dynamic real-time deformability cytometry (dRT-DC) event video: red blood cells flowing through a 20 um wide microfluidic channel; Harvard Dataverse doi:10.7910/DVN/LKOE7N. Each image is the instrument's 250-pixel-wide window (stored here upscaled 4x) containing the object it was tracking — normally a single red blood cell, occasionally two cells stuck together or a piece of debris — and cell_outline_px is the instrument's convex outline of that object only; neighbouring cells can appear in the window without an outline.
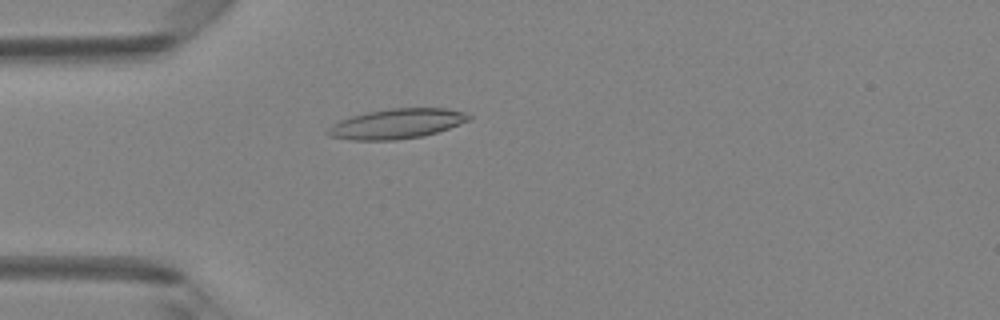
{"species": "Egyptian fruit bat (a non-hibernating species)", "species_latin": "Rousettus aegyptiacus", "temperature_condition": "room temperature", "stored_images_in_passage": 49, "camera_frame_rate_fps": 3000, "um_per_image_px": 0.085, "animal": {"sex": "female"}, "frame": {"image": 1, "passage_image": 14, "time_ms": 4.333, "image_size_px": [1000, 320], "cell_outline_px": [[472, 120], [424, 136], [396, 140], [352, 140], [328, 136], [328, 128], [332, 124], [340, 120], [352, 116], [368, 112], [388, 108], [444, 108], [464, 112], [472, 116]], "centroid_in_image_um": [33.74, 10.52], "position_along_channel_um": 51.3, "area_um2": 24.57}}
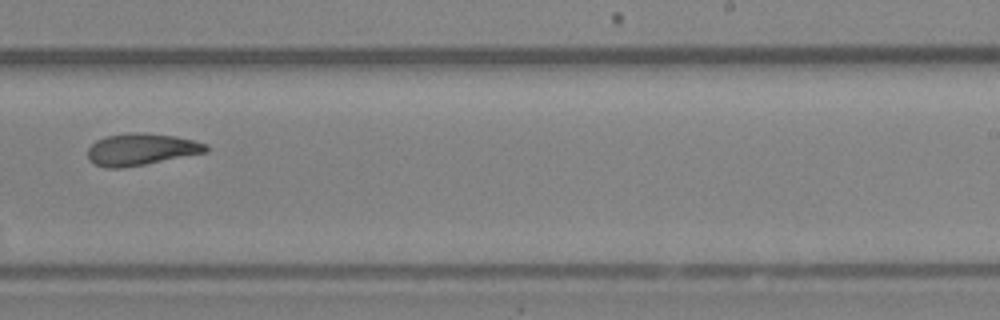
{"frame": {"image": 2, "passage_image": 31, "time_ms": 10.0, "image_size_px": [1000, 320], "cell_outline_px": [[208, 148], [204, 152], [144, 164], [120, 168], [108, 168], [96, 164], [88, 160], [88, 148], [96, 140], [104, 136], [128, 132], [140, 132], [176, 136], [208, 144]], "centroid_in_image_um": [11.94, 12.67], "position_along_channel_um": 277.1, "area_um2": 21.73}}
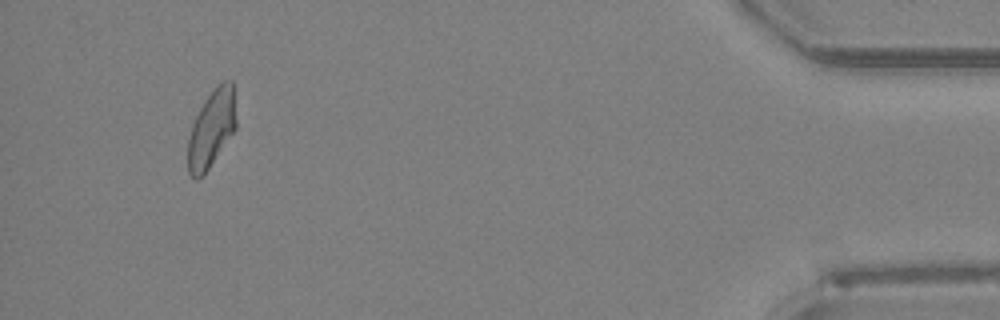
{"frame": {"image": 3, "passage_image": 46, "time_ms": 15.0, "image_size_px": [1000, 320], "cell_outline_px": [[236, 128], [204, 176], [196, 180], [188, 172], [188, 140], [192, 124], [204, 100], [224, 80], [232, 80], [236, 120]], "centroid_in_image_um": [17.97, 10.99], "position_along_channel_um": 417.2, "area_um2": 21.56}, "authors_computed_cell_mechanics": {"area_um2": 22.1952, "velocity_mm_per_s": 4.1838, "shape_relaxation_time_tau1_ms": null, "shape_relaxation_time_tau2_ms": 7.3538, "deformation_change_tau1": null, "deformation_change_tau2": 0.1697}}